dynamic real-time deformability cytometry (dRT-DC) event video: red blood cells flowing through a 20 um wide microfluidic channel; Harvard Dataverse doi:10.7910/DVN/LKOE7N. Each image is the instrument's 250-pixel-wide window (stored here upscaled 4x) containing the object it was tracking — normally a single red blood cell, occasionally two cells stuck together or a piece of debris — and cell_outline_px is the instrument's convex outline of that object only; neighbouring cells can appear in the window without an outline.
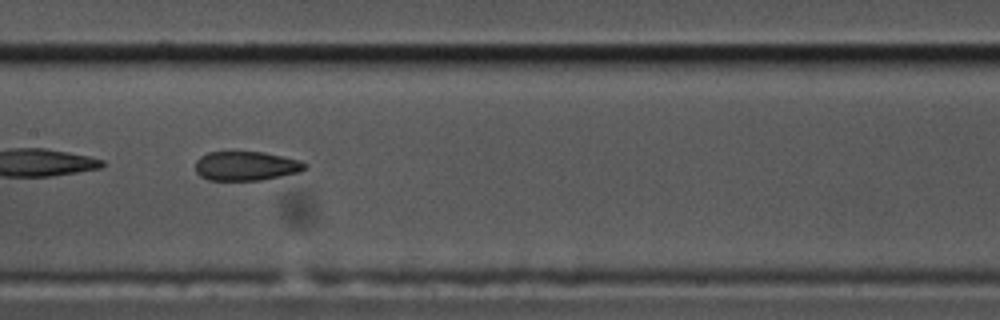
{"species": "common noctule bat (a hibernating species)", "species_latin": "Nyctalus noctula", "temperature_condition": "cold", "stored_images_in_passage": 40, "camera_frame_rate_fps": 3000, "um_per_image_px": 0.085, "animal": {"sex": "male", "body_mass_g": 17.5, "forearm_length_mm": 52.3}, "frame": {"image": 1, "passage_image": 12, "time_ms": 3.667, "image_size_px": [1000, 320], "cell_outline_px": [[308, 168], [300, 172], [260, 180], [208, 180], [200, 176], [196, 172], [196, 160], [200, 156], [208, 152], [264, 152], [300, 160], [308, 164]], "centroid_in_image_um": [20.93, 14.1], "position_along_channel_um": 186.5, "area_um2": 18.73}, "authors_computed_cell_mechanics": {"area_um2": 19.9988, "velocity_mm_per_s": 3.482, "shape_relaxation_time_tau1_ms": null, "shape_relaxation_time_tau2_ms": 2.1162, "deformation_change_tau1": null, "deformation_change_tau2": 0.072}}